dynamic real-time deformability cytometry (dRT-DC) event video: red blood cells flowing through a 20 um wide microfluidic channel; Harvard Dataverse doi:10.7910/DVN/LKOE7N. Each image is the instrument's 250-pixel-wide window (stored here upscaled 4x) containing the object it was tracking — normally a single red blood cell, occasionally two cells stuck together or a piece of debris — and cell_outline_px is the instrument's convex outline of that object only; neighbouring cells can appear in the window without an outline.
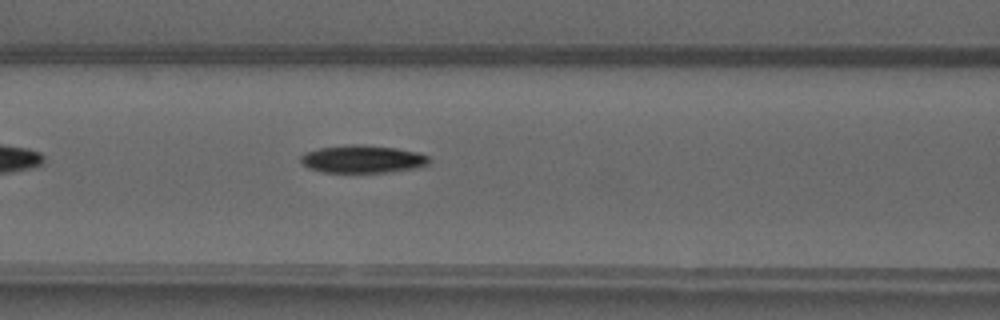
{"species": "common noctule bat (a hibernating species)", "species_latin": "Nyctalus noctula", "temperature_condition": "warm", "stored_images_in_passage": 34, "camera_frame_rate_fps": 3000, "um_per_image_px": 0.085, "animal": {"sex": "male", "forearm_length_mm": 52.5}, "frame": {"image": 1, "passage_image": 7, "time_ms": 2.0, "image_size_px": [1000, 320], "cell_outline_px": [[432, 160], [428, 164], [416, 168], [388, 172], [320, 172], [308, 168], [300, 164], [300, 156], [304, 152], [320, 148], [352, 144], [396, 148], [416, 152], [428, 156]], "centroid_in_image_um": [30.78, 13.53], "position_along_channel_um": 135.8, "area_um2": 20.75}}
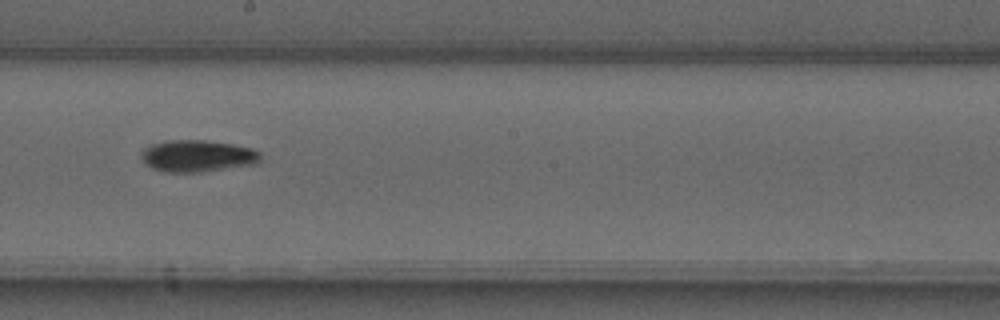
{"frame": {"image": 2, "passage_image": 14, "time_ms": 4.333, "image_size_px": [1000, 320], "cell_outline_px": [[260, 164], [200, 172], [164, 172], [152, 168], [140, 156], [144, 148], [152, 144], [168, 140], [204, 140], [232, 144], [252, 148], [260, 152]], "centroid_in_image_um": [16.83, 13.26], "position_along_channel_um": 231.4, "area_um2": 22.2}}
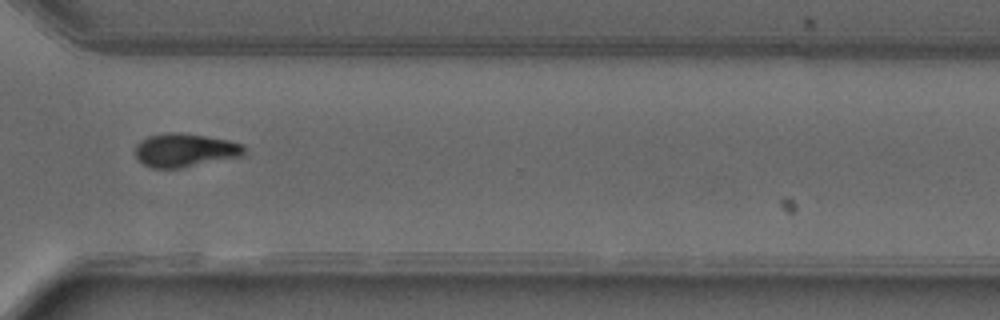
{"frame": {"image": 3, "passage_image": 23, "time_ms": 7.333, "image_size_px": [1000, 320], "cell_outline_px": [[244, 156], [180, 168], [152, 168], [144, 164], [136, 156], [136, 144], [140, 140], [148, 136], [168, 132], [180, 132], [228, 140], [244, 144]], "centroid_in_image_um": [15.73, 12.76], "position_along_channel_um": 354.9, "area_um2": 21.27}, "authors_computed_cell_mechanics": {"area_um2": 20.9814, "velocity_mm_per_s": 4.1097, "shape_relaxation_time_tau1_ms": 6.7105, "shape_relaxation_time_tau2_ms": 10.2496, "deformation_change_tau1": 0.2069, "deformation_change_tau2": 0.1652}}